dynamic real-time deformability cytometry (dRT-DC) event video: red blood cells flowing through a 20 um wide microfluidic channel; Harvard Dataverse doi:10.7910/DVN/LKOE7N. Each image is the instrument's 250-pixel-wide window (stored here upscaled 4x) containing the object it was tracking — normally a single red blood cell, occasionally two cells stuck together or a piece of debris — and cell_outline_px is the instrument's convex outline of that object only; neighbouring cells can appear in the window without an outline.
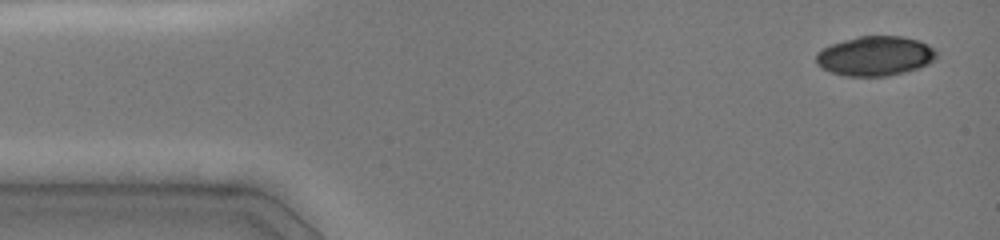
{"species": "common noctule bat (a hibernating species)", "species_latin": "Nyctalus noctula", "temperature_condition": "cold", "stored_images_in_passage": 4, "camera_frame_rate_fps": 3000, "um_per_image_px": 0.085, "animal": {"sex": "female", "body_mass_g": 19.0, "forearm_length_mm": 51.5}, "frame": {"image": 1, "passage_image": 1, "time_ms": 0.0, "image_size_px": [1000, 240], "cell_outline_px": [[936, 60], [920, 68], [888, 76], [844, 76], [832, 72], [816, 64], [816, 52], [832, 44], [844, 40], [860, 36], [904, 36], [920, 40], [936, 48]], "centroid_in_image_um": [74.44, 4.75], "position_along_channel_um": 10.6, "area_um2": 27.98}}